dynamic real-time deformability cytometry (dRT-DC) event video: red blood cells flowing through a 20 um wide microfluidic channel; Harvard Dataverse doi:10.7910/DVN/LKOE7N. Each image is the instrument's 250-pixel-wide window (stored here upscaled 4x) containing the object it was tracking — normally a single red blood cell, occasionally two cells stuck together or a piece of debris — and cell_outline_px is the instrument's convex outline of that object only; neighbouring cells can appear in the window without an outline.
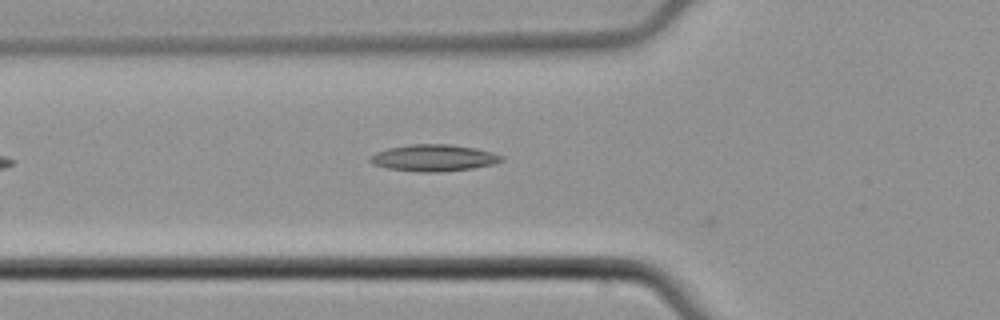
{"species": "common noctule bat (a hibernating species)", "species_latin": "Nyctalus noctula", "temperature_condition": "cold", "stored_images_in_passage": 32, "camera_frame_rate_fps": 3000, "um_per_image_px": 0.085, "animal": {"sex": "male", "body_mass_g": 21.5, "forearm_length_mm": 52.0}, "frame": {"image": 1, "passage_image": 4, "time_ms": 1.0, "image_size_px": [1000, 320], "cell_outline_px": [[504, 160], [492, 164], [472, 168], [440, 172], [420, 172], [388, 168], [372, 164], [368, 160], [368, 156], [376, 152], [388, 148], [408, 144], [452, 144], [476, 148], [492, 152], [504, 156]], "centroid_in_image_um": [36.84, 13.41], "position_along_channel_um": 89.0, "area_um2": 20.58}}
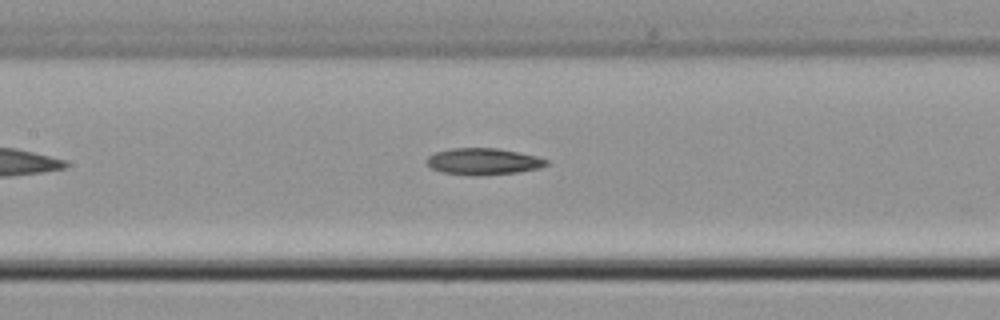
{"frame": {"image": 2, "passage_image": 10, "time_ms": 3.0, "image_size_px": [1000, 320], "cell_outline_px": [[548, 164], [540, 168], [516, 172], [480, 176], [472, 176], [440, 172], [432, 168], [428, 164], [428, 156], [436, 152], [452, 148], [496, 148], [536, 156], [548, 160]], "centroid_in_image_um": [41.07, 13.73], "position_along_channel_um": 166.3, "area_um2": 18.44}}
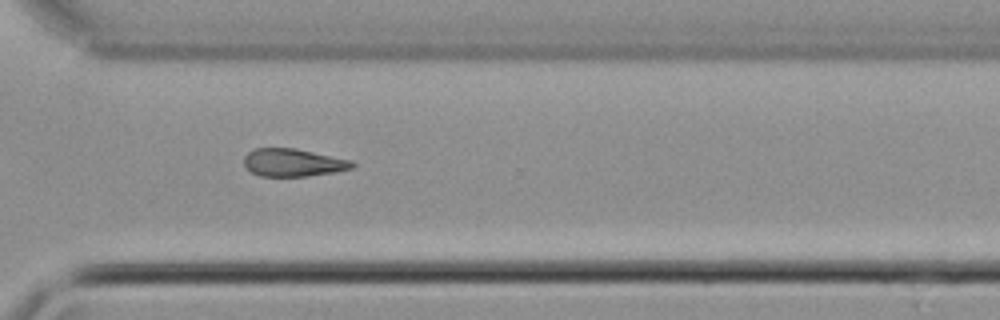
{"frame": {"image": 3, "passage_image": 24, "time_ms": 7.667, "image_size_px": [1000, 320], "cell_outline_px": [[356, 164], [352, 168], [336, 172], [308, 176], [260, 176], [252, 172], [244, 164], [244, 156], [252, 148], [296, 148], [352, 160]], "centroid_in_image_um": [24.93, 13.81], "position_along_channel_um": 345.7, "area_um2": 17.63}, "authors_computed_cell_mechanics": {"area_um2": 18.4671, "velocity_mm_per_s": 3.8404, "shape_relaxation_time_tau1_ms": 7.2335, "shape_relaxation_time_tau2_ms": 4.765, "deformation_change_tau1": 0.1304, "deformation_change_tau2": 0.1305}}